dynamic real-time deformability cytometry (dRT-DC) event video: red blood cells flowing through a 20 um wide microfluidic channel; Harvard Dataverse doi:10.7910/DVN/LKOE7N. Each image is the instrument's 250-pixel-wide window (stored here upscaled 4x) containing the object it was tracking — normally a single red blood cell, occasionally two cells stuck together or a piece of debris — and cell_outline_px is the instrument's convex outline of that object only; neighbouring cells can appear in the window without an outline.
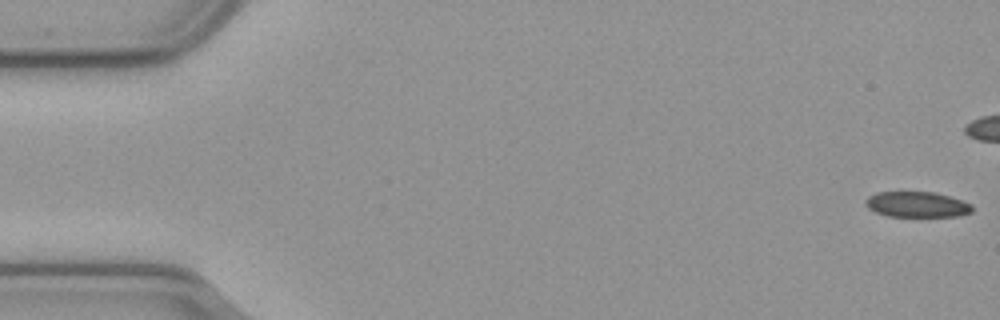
{"species": "common noctule bat (a hibernating species)", "species_latin": "Nyctalus noctula", "temperature_condition": "cold", "stored_images_in_passage": 45, "camera_frame_rate_fps": 3000, "um_per_image_px": 0.085, "animal": {"sex": "male", "body_mass_g": 23.1, "forearm_length_mm": 52.7}, "frame": {"image": 1, "passage_image": 1, "time_ms": 0.0, "image_size_px": [1000, 320], "cell_outline_px": [[972, 212], [956, 216], [888, 216], [876, 212], [868, 208], [864, 204], [864, 200], [868, 196], [876, 192], [936, 192], [972, 204]], "centroid_in_image_um": [77.9, 17.37], "position_along_channel_um": 7.1, "area_um2": 15.84}}
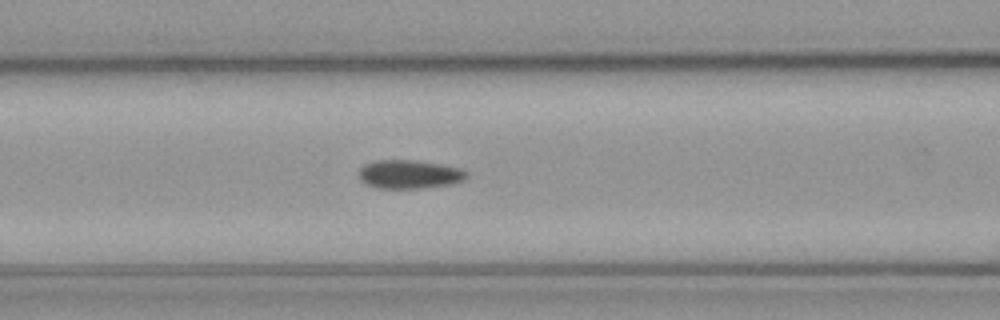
{"frame": {"image": 2, "passage_image": 23, "time_ms": 7.333, "image_size_px": [1000, 320], "cell_outline_px": [[468, 176], [464, 180], [452, 184], [420, 188], [376, 188], [364, 184], [360, 180], [360, 168], [364, 164], [376, 160], [416, 160], [440, 164], [460, 168], [468, 172]], "centroid_in_image_um": [34.79, 14.81], "position_along_channel_um": 131.8, "area_um2": 18.09}}
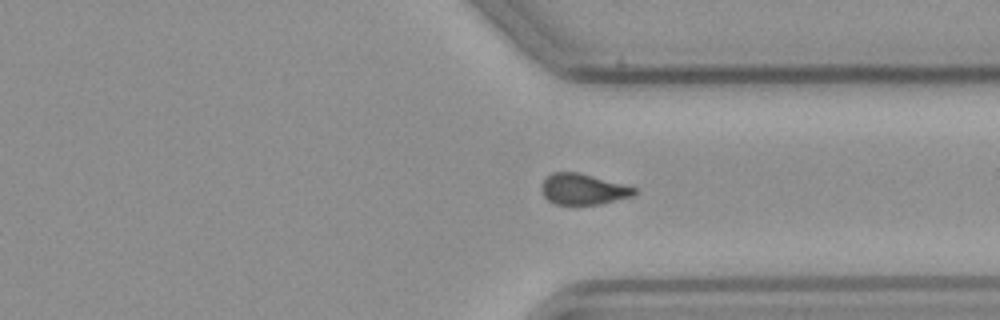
{"frame": {"image": 3, "passage_image": 42, "time_ms": 13.667, "image_size_px": [1000, 320], "cell_outline_px": [[636, 192], [632, 196], [600, 204], [556, 204], [548, 200], [544, 196], [540, 188], [544, 180], [552, 172], [576, 172], [624, 184], [636, 188]], "centroid_in_image_um": [49.55, 16.08], "position_along_channel_um": 361.9, "area_um2": 16.47}}